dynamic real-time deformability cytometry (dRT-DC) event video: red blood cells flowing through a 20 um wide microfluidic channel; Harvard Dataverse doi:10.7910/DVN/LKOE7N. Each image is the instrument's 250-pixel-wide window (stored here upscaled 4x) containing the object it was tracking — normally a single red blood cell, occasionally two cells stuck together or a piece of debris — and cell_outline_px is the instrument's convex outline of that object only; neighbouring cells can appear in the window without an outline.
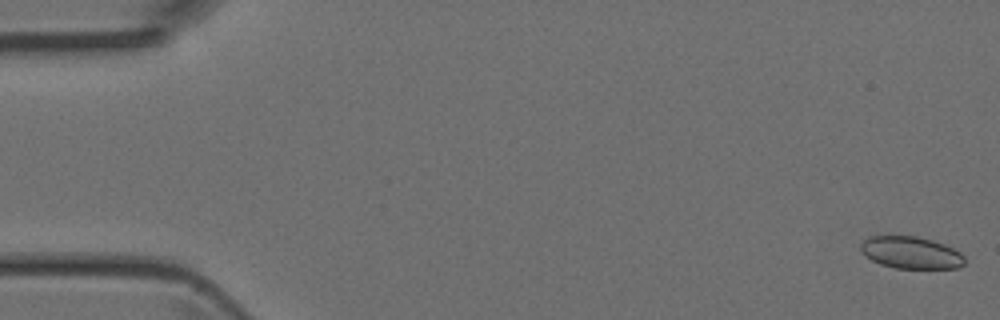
{"species": "Egyptian fruit bat (a non-hibernating species)", "species_latin": "Rousettus aegyptiacus", "temperature_condition": "room temperature", "stored_images_in_passage": 4, "camera_frame_rate_fps": 3000, "um_per_image_px": 0.085, "animal": {"sex": "female"}, "frame": {"image": 1, "passage_image": 1, "time_ms": 0.0, "image_size_px": [1000, 320], "cell_outline_px": [[964, 264], [960, 268], [896, 268], [880, 264], [872, 260], [860, 252], [860, 244], [868, 236], [916, 236], [932, 240], [944, 244], [960, 252], [964, 256]], "centroid_in_image_um": [77.41, 21.47], "position_along_channel_um": 7.6, "area_um2": 19.48}}
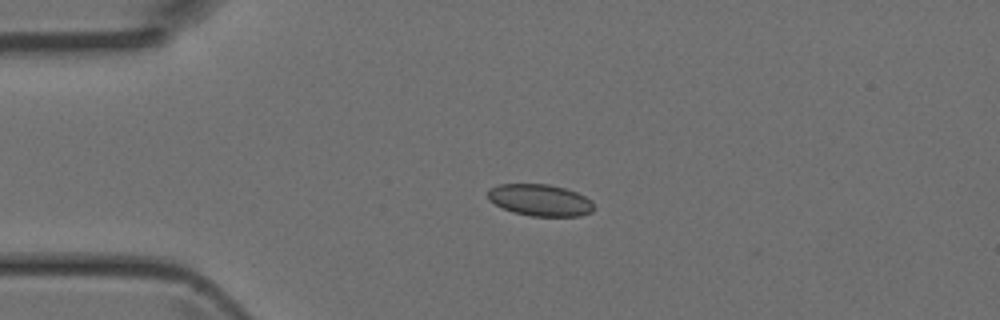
{"frame": {"image": 2, "passage_image": 4, "time_ms": 1.0, "image_size_px": [1000, 320], "cell_outline_px": [[592, 212], [580, 216], [532, 216], [512, 212], [488, 200], [488, 188], [500, 184], [548, 184], [564, 188], [576, 192], [592, 200]], "centroid_in_image_um": [45.89, 17.01], "position_along_channel_um": 39.1, "area_um2": 19.54}}